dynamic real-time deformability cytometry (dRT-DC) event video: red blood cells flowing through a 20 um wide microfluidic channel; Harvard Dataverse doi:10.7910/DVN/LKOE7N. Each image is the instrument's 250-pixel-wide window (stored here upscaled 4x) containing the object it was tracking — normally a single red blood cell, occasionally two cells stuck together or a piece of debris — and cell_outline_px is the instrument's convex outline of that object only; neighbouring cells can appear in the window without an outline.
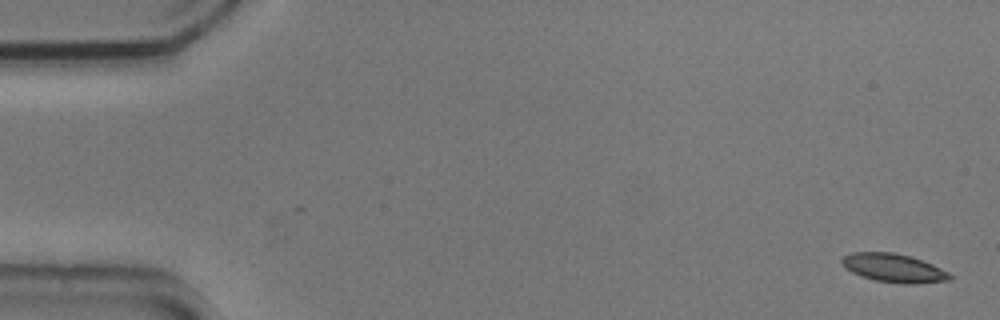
{"species": "common noctule bat (a hibernating species)", "species_latin": "Nyctalus noctula", "temperature_condition": "cold", "stored_images_in_passage": 54, "camera_frame_rate_fps": 3000, "um_per_image_px": 0.085, "animal": {"sex": "male", "body_mass_g": 20.5, "forearm_length_mm": 52.5}, "frame": {"image": 1, "passage_image": 1, "time_ms": 0.0, "image_size_px": [1000, 320], "cell_outline_px": [[952, 280], [912, 284], [904, 284], [876, 280], [860, 276], [844, 268], [840, 260], [844, 256], [852, 252], [892, 252], [908, 256], [932, 264], [948, 272], [952, 276]], "centroid_in_image_um": [75.94, 22.78], "position_along_channel_um": 9.1, "area_um2": 17.86}}
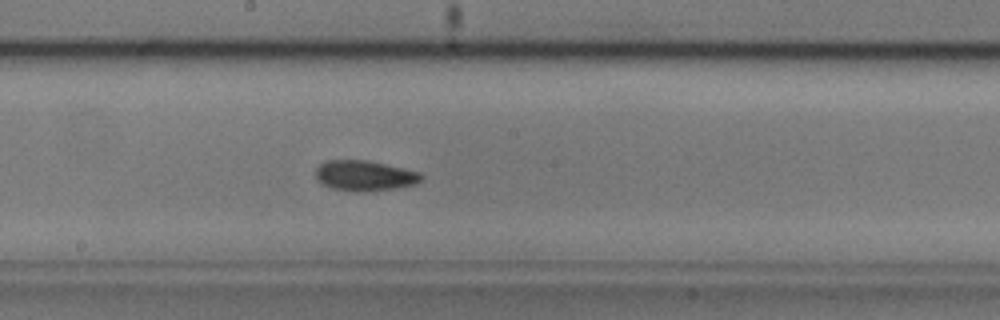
{"frame": {"image": 2, "passage_image": 29, "time_ms": 9.333, "image_size_px": [1000, 320], "cell_outline_px": [[424, 176], [416, 184], [396, 188], [360, 192], [356, 192], [332, 188], [324, 184], [316, 176], [316, 168], [320, 164], [328, 160], [368, 160], [404, 168], [420, 172]], "centroid_in_image_um": [31.03, 14.92], "position_along_channel_um": 217.2, "area_um2": 18.61}}
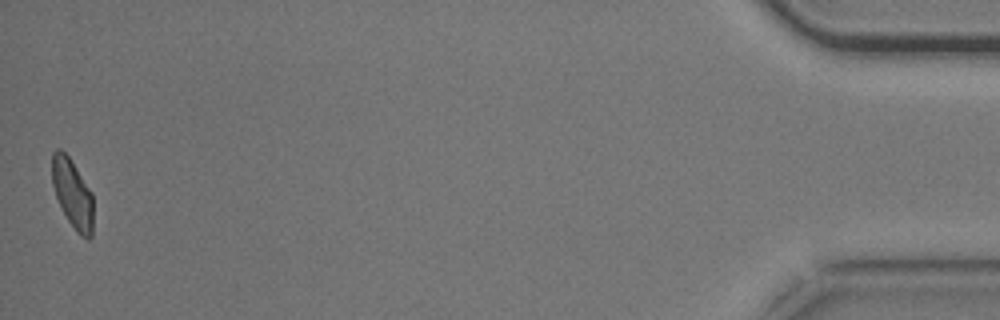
{"frame": {"image": 3, "passage_image": 54, "time_ms": 17.667, "image_size_px": [1000, 320], "cell_outline_px": [[92, 236], [88, 240], [80, 236], [76, 232], [68, 220], [56, 196], [52, 184], [52, 152], [56, 148], [60, 148], [68, 156], [92, 192]], "centroid_in_image_um": [6.16, 16.46], "position_along_channel_um": 429.0, "area_um2": 16.42}, "authors_computed_cell_mechanics": {"area_um2": 18.0047, "velocity_mm_per_s": 3.6765, "shape_relaxation_time_tau1_ms": 3.7821, "shape_relaxation_time_tau2_ms": 3.3512, "deformation_change_tau1": 0.1125, "deformation_change_tau2": 0.0799}}